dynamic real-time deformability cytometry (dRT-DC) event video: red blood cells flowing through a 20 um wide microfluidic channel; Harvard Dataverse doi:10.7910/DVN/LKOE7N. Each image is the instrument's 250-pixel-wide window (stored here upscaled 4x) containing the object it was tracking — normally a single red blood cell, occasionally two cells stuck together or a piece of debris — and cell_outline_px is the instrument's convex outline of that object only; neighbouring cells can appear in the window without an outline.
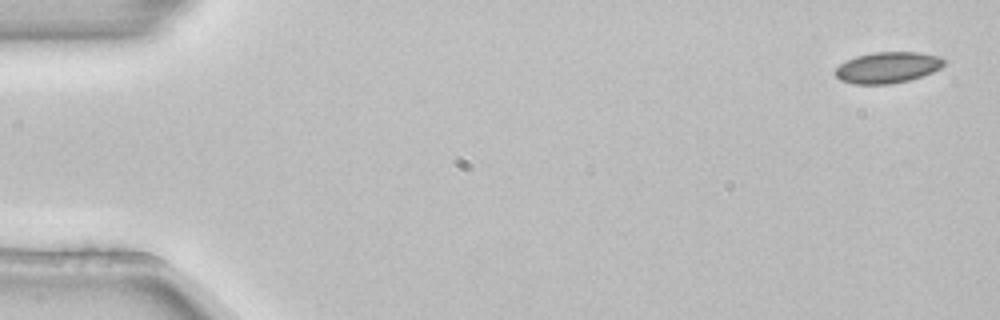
{"species": "common noctule bat (a hibernating species)", "species_latin": "Nyctalus noctula", "temperature_condition": "room temperature", "stored_images_in_passage": 4, "camera_frame_rate_fps": 3000, "um_per_image_px": 0.085, "animal": {"sex": "female", "body_mass_g": 22.7, "forearm_length_mm": 54.2}, "frame": {"image": 1, "passage_image": 1, "time_ms": 0.0, "image_size_px": [1000, 320], "cell_outline_px": [[948, 60], [940, 68], [932, 72], [908, 80], [888, 84], [856, 84], [840, 80], [832, 72], [840, 64], [856, 56], [872, 52], [920, 52], [940, 56]], "centroid_in_image_um": [75.45, 5.72], "position_along_channel_um": 9.6, "area_um2": 19.77}}